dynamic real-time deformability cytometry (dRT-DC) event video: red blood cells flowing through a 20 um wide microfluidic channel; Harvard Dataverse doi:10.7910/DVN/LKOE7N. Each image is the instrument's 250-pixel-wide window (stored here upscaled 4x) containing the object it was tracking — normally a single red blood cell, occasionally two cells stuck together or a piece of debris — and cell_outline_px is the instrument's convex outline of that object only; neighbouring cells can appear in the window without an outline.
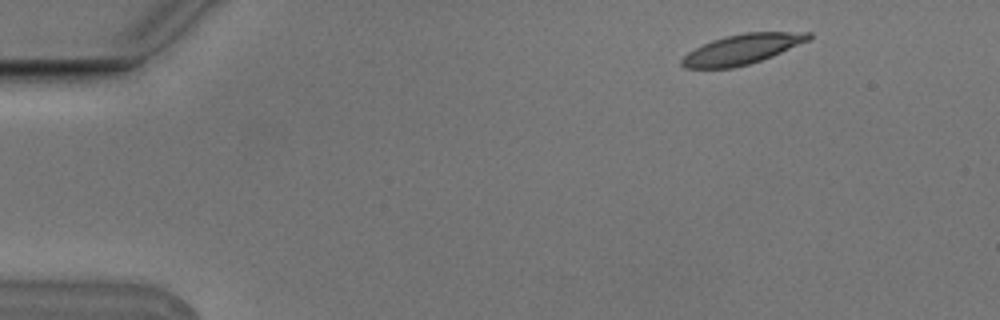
{"species": "Egyptian fruit bat (a non-hibernating species)", "species_latin": "Rousettus aegyptiacus", "temperature_condition": "cold", "stored_images_in_passage": 9, "camera_frame_rate_fps": 3000, "um_per_image_px": 0.085, "animal": {"sex": "male"}, "frame": {"image": 1, "passage_image": 2, "time_ms": 0.333, "image_size_px": [1000, 320], "cell_outline_px": [[812, 36], [808, 40], [772, 56], [748, 64], [732, 68], [684, 68], [680, 64], [680, 60], [688, 52], [712, 40], [724, 36], [744, 32], [812, 32]], "centroid_in_image_um": [63.05, 4.18], "position_along_channel_um": 22.0, "area_um2": 21.96}}
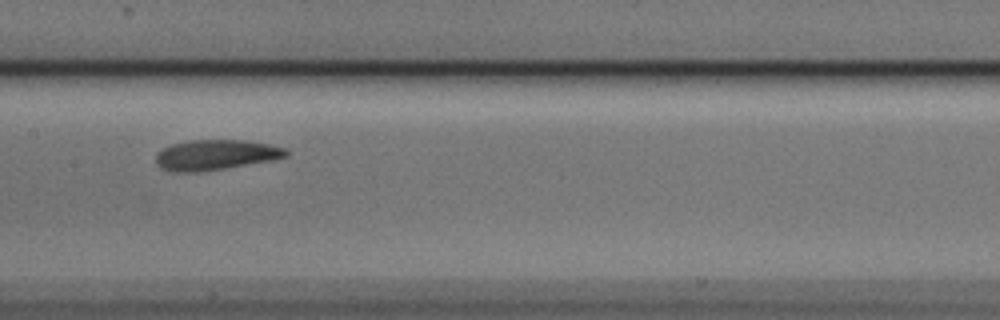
{"frame": {"image": 2, "passage_image": 8, "time_ms": 2.333, "image_size_px": [1000, 320], "cell_outline_px": [[288, 156], [272, 160], [200, 172], [168, 172], [160, 168], [156, 164], [156, 152], [172, 144], [188, 140], [244, 140], [268, 144], [284, 148], [288, 152]], "centroid_in_image_um": [18.27, 13.17], "position_along_channel_um": 189.1, "area_um2": 23.0}}
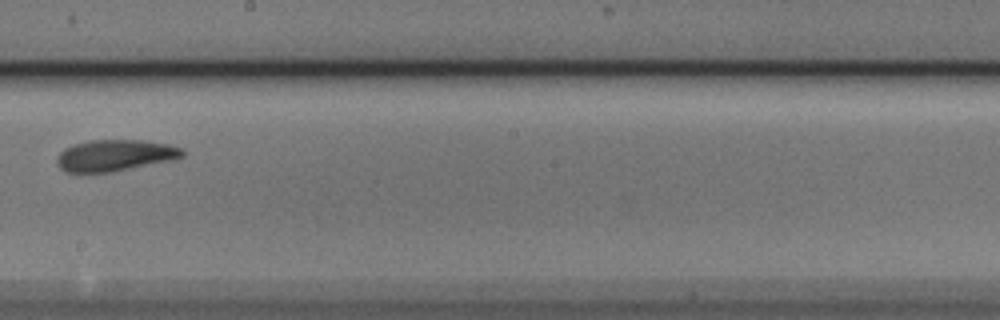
{"frame": {"image": 3, "passage_image": 9, "time_ms": 2.667, "image_size_px": [1000, 320], "cell_outline_px": [[184, 156], [172, 160], [112, 172], [64, 172], [60, 168], [56, 160], [56, 156], [64, 148], [72, 144], [92, 140], [144, 140], [168, 144], [184, 148]], "centroid_in_image_um": [9.77, 13.2], "position_along_channel_um": 238.4, "area_um2": 23.12}}